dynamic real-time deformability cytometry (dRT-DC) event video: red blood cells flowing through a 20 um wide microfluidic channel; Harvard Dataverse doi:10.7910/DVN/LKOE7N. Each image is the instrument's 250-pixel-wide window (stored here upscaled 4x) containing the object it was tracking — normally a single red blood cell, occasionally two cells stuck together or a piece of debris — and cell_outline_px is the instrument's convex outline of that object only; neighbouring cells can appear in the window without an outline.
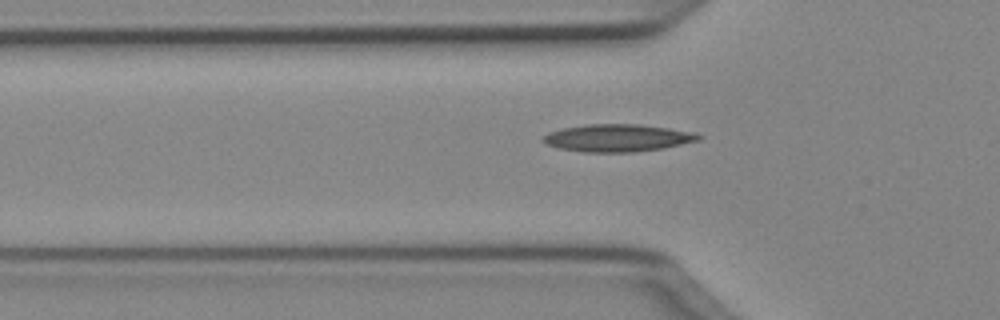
{"species": "Egyptian fruit bat (a non-hibernating species)", "species_latin": "Rousettus aegyptiacus", "temperature_condition": "cold", "stored_images_in_passage": 33, "camera_frame_rate_fps": 3000, "um_per_image_px": 0.085, "animal": {"sex": "female"}, "frame": {"image": 1, "passage_image": 4, "time_ms": 1.0, "image_size_px": [1000, 320], "cell_outline_px": [[704, 136], [700, 140], [664, 148], [632, 152], [584, 152], [560, 148], [544, 144], [540, 140], [540, 136], [548, 132], [560, 128], [588, 124], [640, 124], [668, 128], [692, 132]], "centroid_in_image_um": [52.44, 11.72], "position_along_channel_um": 73.4, "area_um2": 25.09}}
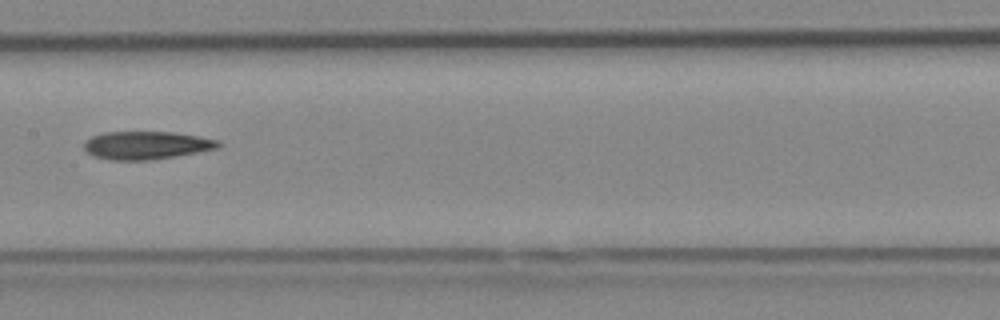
{"frame": {"image": 2, "passage_image": 13, "time_ms": 4.0, "image_size_px": [1000, 320], "cell_outline_px": [[220, 148], [176, 156], [152, 160], [108, 160], [92, 156], [84, 152], [84, 140], [92, 136], [104, 132], [172, 132], [220, 140]], "centroid_in_image_um": [12.39, 12.36], "position_along_channel_um": 195.0, "area_um2": 22.14}}
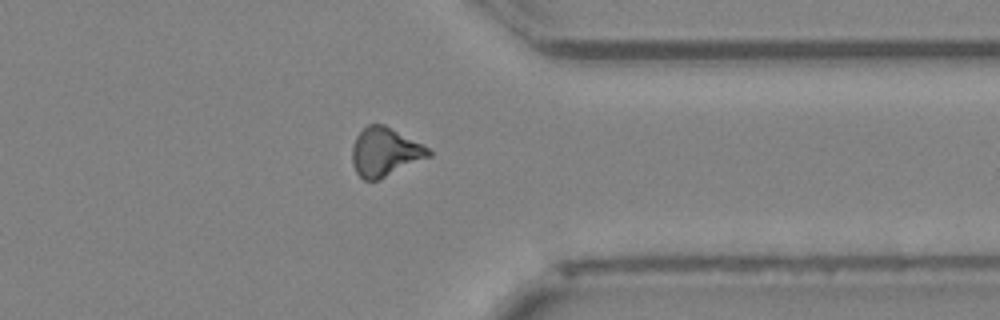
{"frame": {"image": 3, "passage_image": 27, "time_ms": 8.667, "image_size_px": [1000, 320], "cell_outline_px": [[432, 156], [380, 180], [364, 180], [356, 172], [352, 164], [352, 144], [356, 136], [368, 124], [384, 124], [428, 148], [432, 152]], "centroid_in_image_um": [32.71, 12.94], "position_along_channel_um": 378.7, "area_um2": 21.73}}